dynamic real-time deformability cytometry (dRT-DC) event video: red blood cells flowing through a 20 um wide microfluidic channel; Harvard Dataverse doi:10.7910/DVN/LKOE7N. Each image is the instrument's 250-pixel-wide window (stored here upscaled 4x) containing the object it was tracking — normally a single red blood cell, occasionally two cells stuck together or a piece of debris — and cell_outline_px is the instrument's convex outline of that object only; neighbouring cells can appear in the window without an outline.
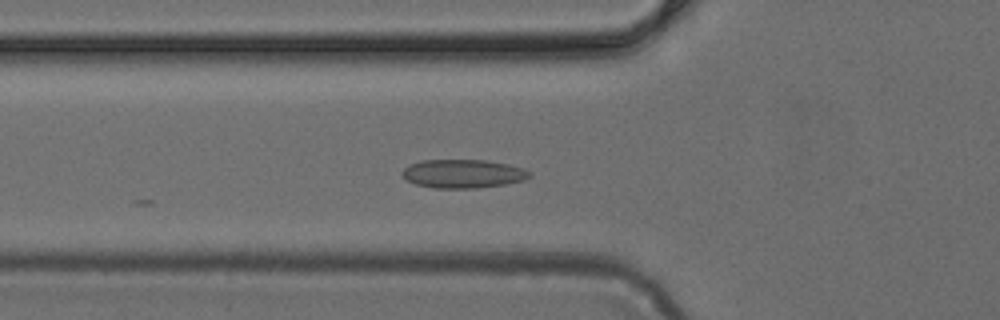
{"species": "common noctule bat (a hibernating species)", "species_latin": "Nyctalus noctula", "temperature_condition": "cold", "stored_images_in_passage": 35, "camera_frame_rate_fps": 3000, "um_per_image_px": 0.085, "animal": {"sex": "female", "body_mass_g": 24.6, "forearm_length_mm": 56.2}, "frame": {"image": 1, "passage_image": 3, "time_ms": 0.667, "image_size_px": [1000, 320], "cell_outline_px": [[532, 176], [524, 180], [504, 184], [476, 188], [436, 188], [416, 184], [408, 180], [400, 172], [408, 164], [420, 160], [484, 160], [508, 164], [524, 168], [532, 172]], "centroid_in_image_um": [39.37, 14.75], "position_along_channel_um": 86.4, "area_um2": 21.27}}
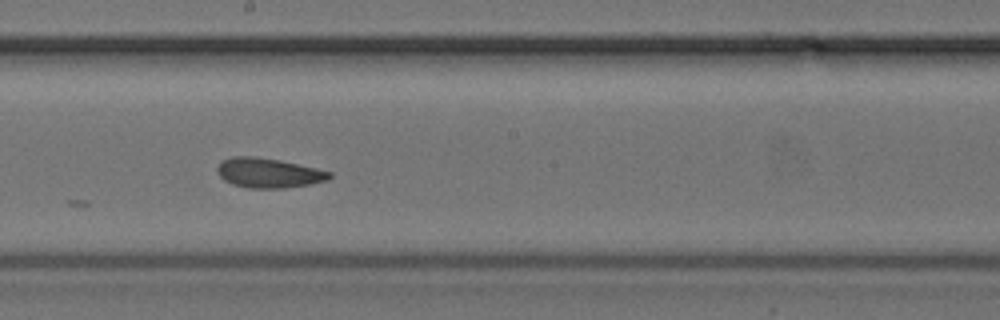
{"frame": {"image": 2, "passage_image": 13, "time_ms": 4.0, "image_size_px": [1000, 320], "cell_outline_px": [[332, 176], [328, 180], [308, 184], [284, 188], [248, 188], [232, 184], [224, 180], [220, 176], [216, 168], [220, 160], [232, 156], [252, 156], [280, 160], [316, 168], [332, 172]], "centroid_in_image_um": [22.8, 14.69], "position_along_channel_um": 225.4, "area_um2": 19.48}}
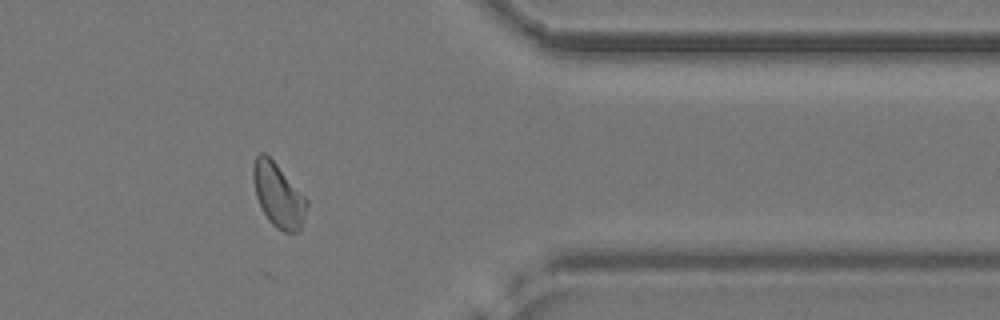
{"frame": {"image": 3, "passage_image": 26, "time_ms": 8.333, "image_size_px": [1000, 320], "cell_outline_px": [[308, 204], [300, 228], [296, 232], [284, 232], [276, 228], [268, 220], [260, 208], [256, 196], [252, 176], [252, 168], [256, 156], [260, 152], [264, 152], [276, 164], [308, 200]], "centroid_in_image_um": [23.62, 16.6], "position_along_channel_um": 387.8, "area_um2": 19.77}}